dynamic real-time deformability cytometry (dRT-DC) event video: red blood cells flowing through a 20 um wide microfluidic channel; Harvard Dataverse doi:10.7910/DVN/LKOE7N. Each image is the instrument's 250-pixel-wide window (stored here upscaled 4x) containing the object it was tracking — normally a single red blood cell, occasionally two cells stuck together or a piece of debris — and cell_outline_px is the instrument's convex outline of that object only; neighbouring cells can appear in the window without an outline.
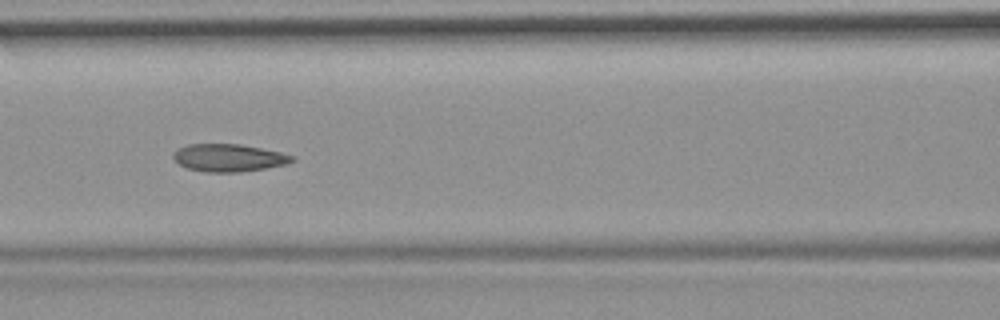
{"species": "common noctule bat (a hibernating species)", "species_latin": "Nyctalus noctula", "temperature_condition": "room temperature", "stored_images_in_passage": 6, "camera_frame_rate_fps": 3000, "um_per_image_px": 0.085, "animal": {"sex": "female", "body_mass_g": 19.9}, "frame": {"image": 1, "passage_image": 6, "time_ms": 1.667, "image_size_px": [1000, 320], "cell_outline_px": [[296, 160], [284, 164], [268, 168], [240, 172], [204, 172], [188, 168], [180, 164], [172, 156], [172, 152], [176, 148], [188, 144], [240, 144], [280, 152], [296, 156]], "centroid_in_image_um": [19.44, 13.41], "position_along_channel_um": 147.2, "area_um2": 19.19}}